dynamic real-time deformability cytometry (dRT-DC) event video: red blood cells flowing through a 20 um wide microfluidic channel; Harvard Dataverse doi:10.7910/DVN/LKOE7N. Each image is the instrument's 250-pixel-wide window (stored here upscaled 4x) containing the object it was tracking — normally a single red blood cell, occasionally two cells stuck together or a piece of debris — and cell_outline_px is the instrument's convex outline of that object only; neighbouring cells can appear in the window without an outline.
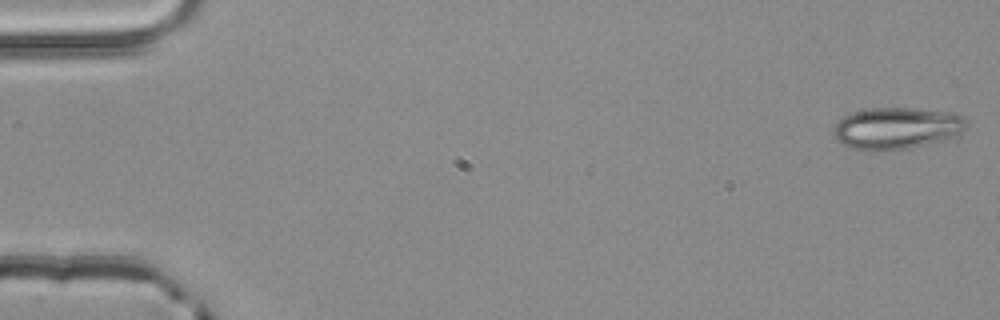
{"species": "common noctule bat (a hibernating species)", "species_latin": "Nyctalus noctula", "temperature_condition": "room temperature", "stored_images_in_passage": 4, "camera_frame_rate_fps": 3000, "um_per_image_px": 0.085, "animal": {"sex": "male", "body_mass_g": 20.4}, "frame": {"image": 1, "passage_image": 1, "time_ms": 0.0, "image_size_px": [1000, 320], "cell_outline_px": [[968, 128], [956, 136], [908, 148], [872, 152], [848, 148], [836, 140], [836, 124], [844, 116], [852, 112], [868, 108], [912, 108], [948, 112], [960, 116], [968, 124]], "centroid_in_image_um": [76.19, 10.91], "position_along_channel_um": 8.8, "area_um2": 32.19}}